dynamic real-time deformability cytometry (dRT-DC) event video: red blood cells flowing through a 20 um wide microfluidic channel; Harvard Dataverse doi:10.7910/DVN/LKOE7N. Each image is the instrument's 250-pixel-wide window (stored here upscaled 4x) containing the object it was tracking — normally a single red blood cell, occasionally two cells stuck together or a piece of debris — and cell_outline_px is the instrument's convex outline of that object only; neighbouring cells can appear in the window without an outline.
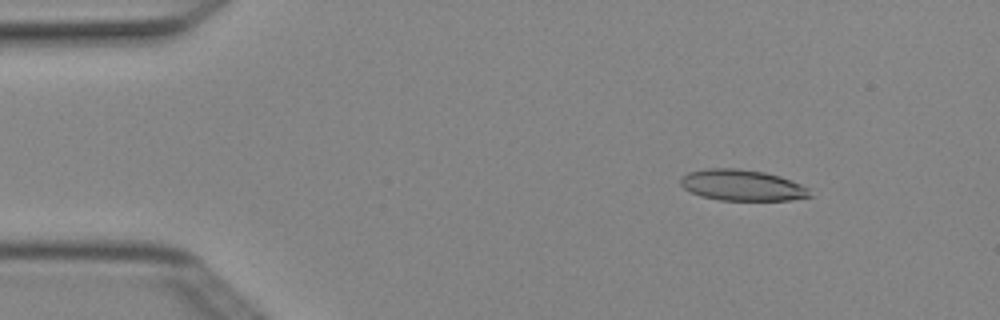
{"species": "Egyptian fruit bat (a non-hibernating species)", "species_latin": "Rousettus aegyptiacus", "temperature_condition": "cold", "stored_images_in_passage": 4, "camera_frame_rate_fps": 3000, "um_per_image_px": 0.085, "animal": {"sex": "female"}, "frame": {"image": 1, "passage_image": 2, "time_ms": 0.333, "image_size_px": [1000, 320], "cell_outline_px": [[812, 196], [792, 200], [720, 200], [700, 196], [684, 188], [680, 184], [680, 176], [688, 172], [708, 168], [740, 168], [764, 172], [780, 176], [800, 184], [808, 188]], "centroid_in_image_um": [63.06, 15.74], "position_along_channel_um": 21.9, "area_um2": 23.47}}